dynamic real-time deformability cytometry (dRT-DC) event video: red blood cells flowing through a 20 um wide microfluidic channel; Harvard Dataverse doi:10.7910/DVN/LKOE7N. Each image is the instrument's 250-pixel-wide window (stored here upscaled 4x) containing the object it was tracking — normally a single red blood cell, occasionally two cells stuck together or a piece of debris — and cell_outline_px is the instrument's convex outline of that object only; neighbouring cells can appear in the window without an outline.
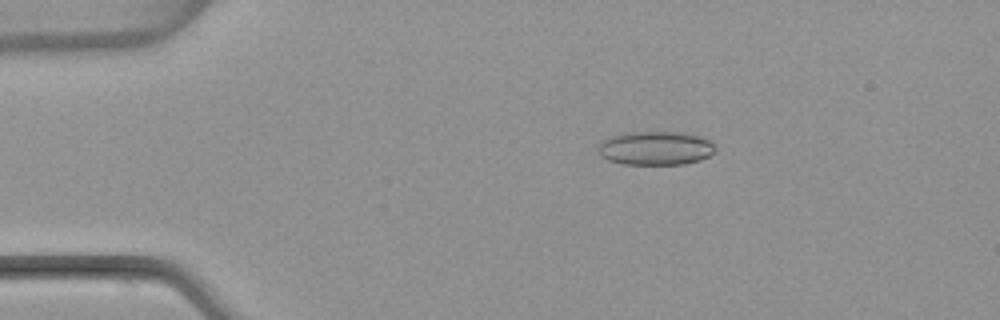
{"species": "common noctule bat (a hibernating species)", "species_latin": "Nyctalus noctula", "temperature_condition": "warm", "stored_images_in_passage": 52, "camera_frame_rate_fps": 3000, "um_per_image_px": 0.085, "animal": {"sex": "female", "body_mass_g": 22.7, "forearm_length_mm": 54.2}, "frame": {"image": 1, "passage_image": 10, "time_ms": 3.0, "image_size_px": [1000, 320], "cell_outline_px": [[716, 152], [700, 160], [684, 164], [624, 164], [608, 160], [600, 156], [596, 148], [600, 140], [612, 136], [628, 132], [684, 132], [712, 140], [716, 148]], "centroid_in_image_um": [55.71, 12.59], "position_along_channel_um": 29.3, "area_um2": 23.41}}
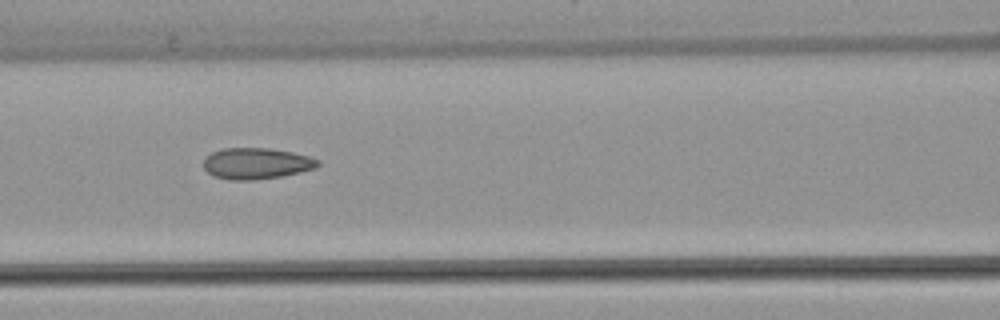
{"frame": {"image": 2, "passage_image": 23, "time_ms": 7.333, "image_size_px": [1000, 320], "cell_outline_px": [[320, 164], [316, 168], [284, 176], [252, 180], [232, 180], [212, 176], [204, 168], [204, 160], [212, 152], [224, 148], [268, 148], [292, 152], [308, 156], [320, 160]], "centroid_in_image_um": [21.81, 13.9], "position_along_channel_um": 144.8, "area_um2": 20.81}}
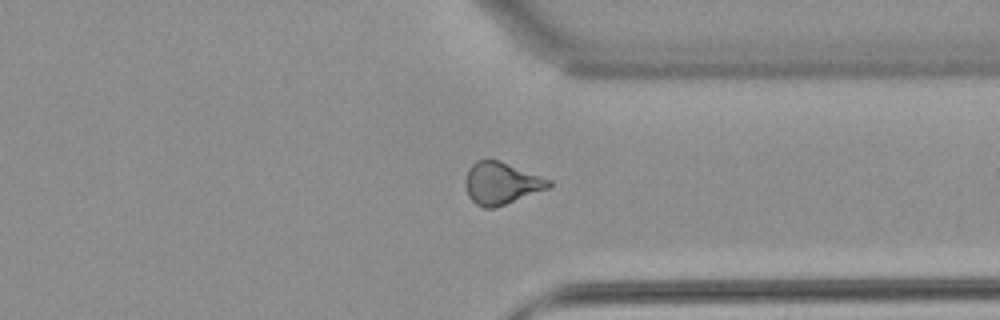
{"frame": {"image": 3, "passage_image": 40, "time_ms": 13.0, "image_size_px": [1000, 320], "cell_outline_px": [[552, 184], [548, 188], [496, 208], [484, 208], [476, 204], [468, 196], [464, 184], [464, 180], [468, 168], [476, 160], [500, 160], [552, 180]], "centroid_in_image_um": [42.59, 15.57], "position_along_channel_um": 368.8, "area_um2": 20.63}, "authors_computed_cell_mechanics": {"area_um2": 20.6346, "velocity_mm_per_s": 3.9717, "shape_relaxation_time_tau1_ms": 10.8101, "shape_relaxation_time_tau2_ms": 1.6748, "deformation_change_tau1": 0.2165, "deformation_change_tau2": 0.0931}}